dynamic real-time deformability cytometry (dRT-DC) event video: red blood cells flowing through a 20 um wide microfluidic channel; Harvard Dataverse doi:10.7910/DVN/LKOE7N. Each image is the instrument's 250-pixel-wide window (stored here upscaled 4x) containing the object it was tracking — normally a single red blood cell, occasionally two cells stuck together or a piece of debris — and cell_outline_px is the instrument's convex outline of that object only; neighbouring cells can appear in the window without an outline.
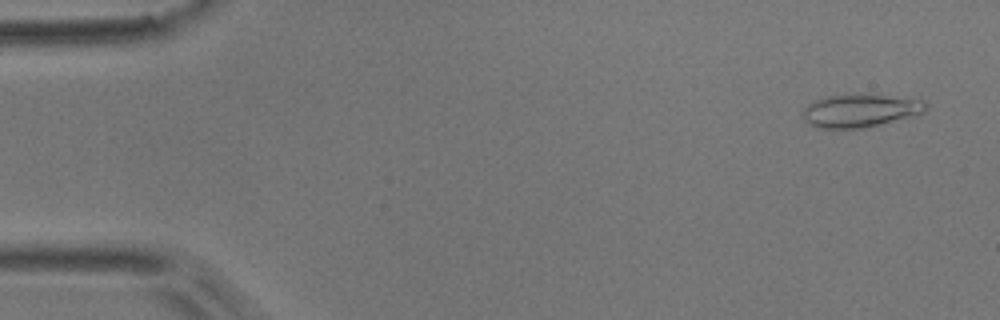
{"species": "common noctule bat (a hibernating species)", "species_latin": "Nyctalus noctula", "temperature_condition": "room temperature", "stored_images_in_passage": 5, "camera_frame_rate_fps": 3000, "um_per_image_px": 0.085, "animal": {"sex": "male", "body_mass_g": 17.9}, "frame": {"image": 1, "passage_image": 1, "time_ms": 0.0, "image_size_px": [1000, 320], "cell_outline_px": [[928, 108], [924, 112], [912, 116], [864, 128], [816, 128], [808, 124], [804, 120], [804, 108], [808, 104], [816, 100], [828, 96], [868, 92], [924, 100], [928, 104]], "centroid_in_image_um": [73.16, 9.37], "position_along_channel_um": 11.8, "area_um2": 24.16}}